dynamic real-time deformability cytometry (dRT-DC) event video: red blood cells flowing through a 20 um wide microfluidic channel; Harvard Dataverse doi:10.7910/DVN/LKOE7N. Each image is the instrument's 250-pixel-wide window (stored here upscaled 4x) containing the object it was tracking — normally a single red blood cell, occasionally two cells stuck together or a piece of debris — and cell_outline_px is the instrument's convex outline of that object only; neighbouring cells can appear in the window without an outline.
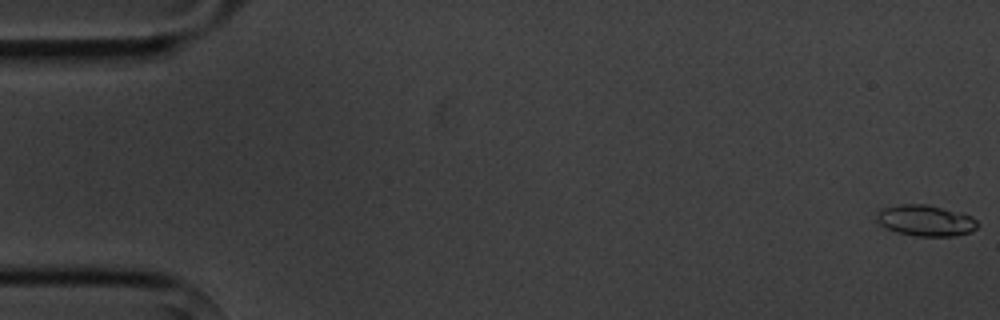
{"species": "common noctule bat (a hibernating species)", "species_latin": "Nyctalus noctula", "temperature_condition": "cold", "stored_images_in_passage": 6, "camera_frame_rate_fps": 3000, "um_per_image_px": 0.085, "animal": {"sex": "male", "body_mass_g": 20.1, "forearm_length_mm": 53.5}, "frame": {"image": 1, "passage_image": 1, "time_ms": 0.0, "image_size_px": [1000, 320], "cell_outline_px": [[980, 224], [976, 228], [968, 232], [952, 236], [916, 236], [896, 232], [880, 224], [876, 220], [876, 212], [884, 208], [900, 204], [928, 204], [964, 212], [972, 216]], "centroid_in_image_um": [78.7, 18.73], "position_along_channel_um": 6.3, "area_um2": 18.44}}
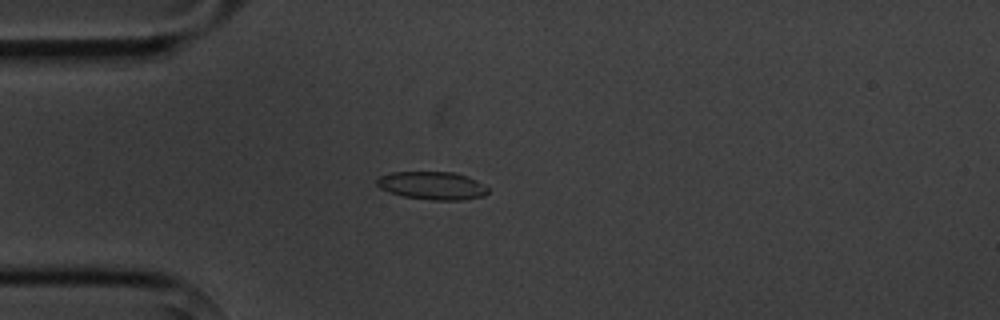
{"frame": {"image": 2, "passage_image": 5, "time_ms": 4.667, "image_size_px": [1000, 320], "cell_outline_px": [[488, 192], [484, 196], [460, 200], [432, 200], [404, 196], [388, 192], [380, 188], [376, 184], [376, 180], [380, 176], [392, 172], [456, 172], [468, 176], [476, 180], [488, 188]], "centroid_in_image_um": [36.74, 15.77], "position_along_channel_um": 48.3, "area_um2": 18.15}}